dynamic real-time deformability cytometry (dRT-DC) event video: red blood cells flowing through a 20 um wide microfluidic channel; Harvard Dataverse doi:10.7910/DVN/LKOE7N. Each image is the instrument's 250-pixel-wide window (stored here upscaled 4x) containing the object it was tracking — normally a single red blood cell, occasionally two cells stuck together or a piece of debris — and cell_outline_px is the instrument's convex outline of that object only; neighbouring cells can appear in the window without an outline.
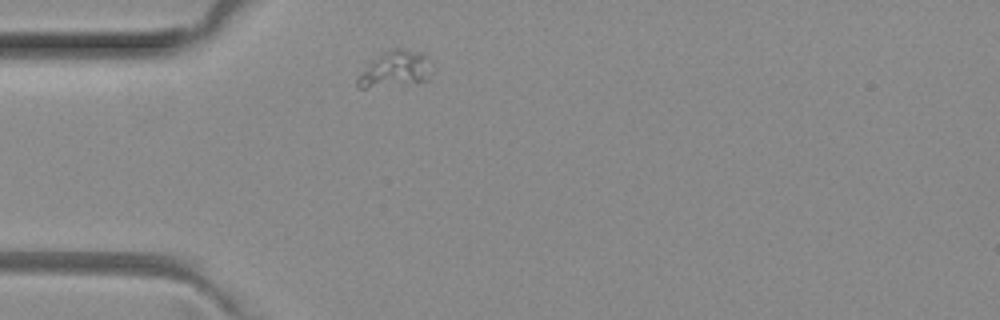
{"species": "common noctule bat (a hibernating species)", "species_latin": "Nyctalus noctula", "temperature_condition": "room temperature", "stored_images_in_passage": 3, "camera_frame_rate_fps": 3000, "um_per_image_px": 0.085, "animal": {"sex": "female", "body_mass_g": 29.2, "forearm_length_mm": 56.3}, "frame": {"image": 1, "passage_image": 1, "time_ms": 0.0, "image_size_px": [1000, 320], "cell_outline_px": [[432, 72], [428, 80], [364, 88], [360, 88], [356, 84], [356, 80], [388, 48], [404, 48], [420, 52], [428, 56], [432, 60]], "centroid_in_image_um": [33.72, 5.84], "position_along_channel_um": 51.3, "area_um2": 15.14}}
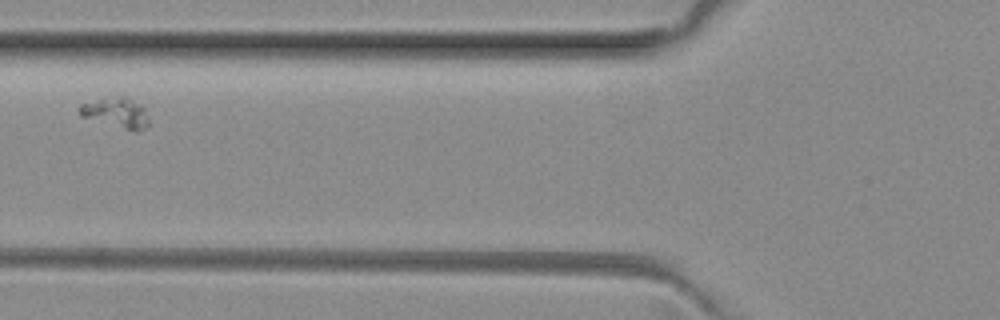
{"frame": {"image": 2, "passage_image": 3, "time_ms": 0.667, "image_size_px": [1000, 320], "cell_outline_px": [[148, 128], [140, 132], [136, 132], [80, 116], [76, 108], [80, 104], [116, 96], [124, 96], [140, 104], [144, 108], [148, 116]], "centroid_in_image_um": [9.9, 9.6], "position_along_channel_um": 115.9, "area_um2": 12.25}}